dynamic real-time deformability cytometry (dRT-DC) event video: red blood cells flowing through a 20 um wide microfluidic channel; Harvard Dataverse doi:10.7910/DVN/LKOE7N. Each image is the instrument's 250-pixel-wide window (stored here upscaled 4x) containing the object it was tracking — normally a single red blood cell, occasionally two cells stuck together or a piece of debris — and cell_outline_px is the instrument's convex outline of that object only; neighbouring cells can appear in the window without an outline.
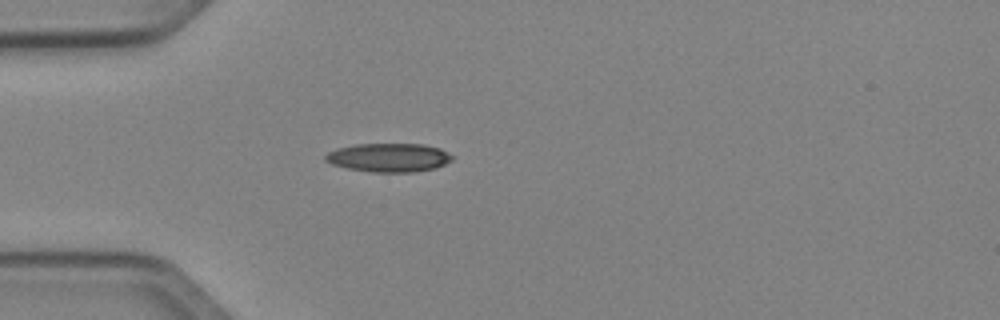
{"species": "Egyptian fruit bat (a non-hibernating species)", "species_latin": "Rousettus aegyptiacus", "temperature_condition": "cold", "stored_images_in_passage": 33, "camera_frame_rate_fps": 3000, "um_per_image_px": 0.085, "animal": {"sex": "female"}, "frame": {"image": 1, "passage_image": 1, "time_ms": 0.0, "image_size_px": [1000, 320], "cell_outline_px": [[452, 160], [436, 168], [416, 172], [372, 172], [348, 168], [332, 164], [324, 160], [324, 156], [328, 152], [336, 148], [356, 144], [424, 144], [440, 148], [452, 156]], "centroid_in_image_um": [33.04, 13.39], "position_along_channel_um": 52.0, "area_um2": 21.21}}
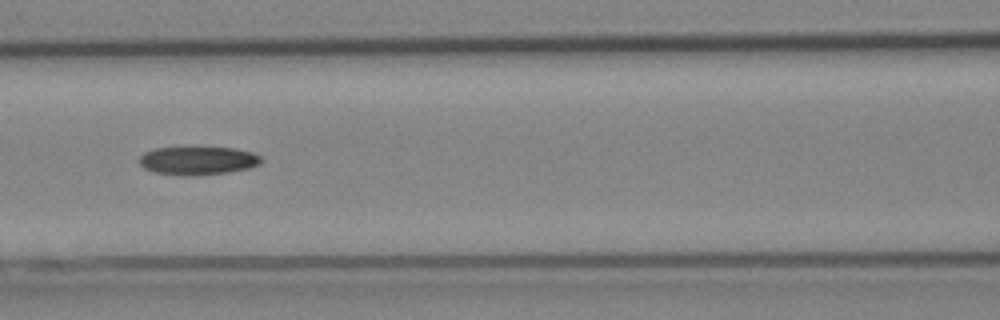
{"frame": {"image": 2, "passage_image": 9, "time_ms": 2.667, "image_size_px": [1000, 320], "cell_outline_px": [[264, 160], [260, 164], [248, 168], [228, 172], [192, 176], [180, 176], [156, 172], [144, 168], [140, 164], [140, 156], [144, 152], [152, 148], [200, 144], [232, 148], [252, 152], [260, 156]], "centroid_in_image_um": [16.8, 13.6], "position_along_channel_um": 149.8, "area_um2": 21.21}}
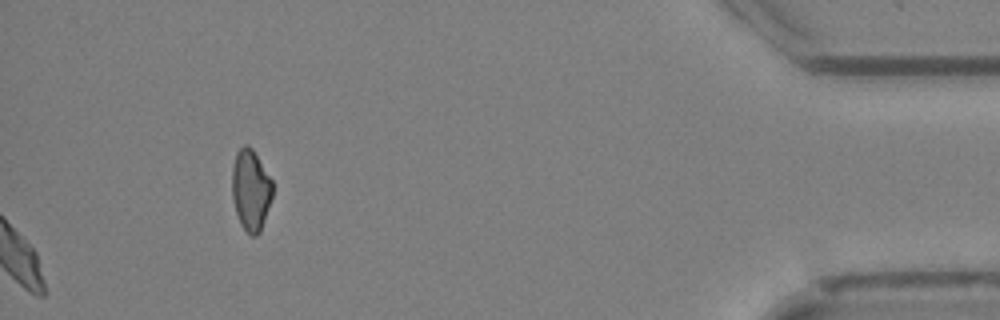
{"frame": {"image": 3, "passage_image": 33, "time_ms": 10.667, "image_size_px": [1000, 320], "cell_outline_px": [[272, 196], [260, 232], [256, 236], [252, 236], [240, 224], [236, 212], [232, 196], [232, 168], [236, 152], [244, 144], [248, 144], [252, 148], [272, 180]], "centroid_in_image_um": [21.3, 16.13], "position_along_channel_um": 413.9, "area_um2": 19.02}}